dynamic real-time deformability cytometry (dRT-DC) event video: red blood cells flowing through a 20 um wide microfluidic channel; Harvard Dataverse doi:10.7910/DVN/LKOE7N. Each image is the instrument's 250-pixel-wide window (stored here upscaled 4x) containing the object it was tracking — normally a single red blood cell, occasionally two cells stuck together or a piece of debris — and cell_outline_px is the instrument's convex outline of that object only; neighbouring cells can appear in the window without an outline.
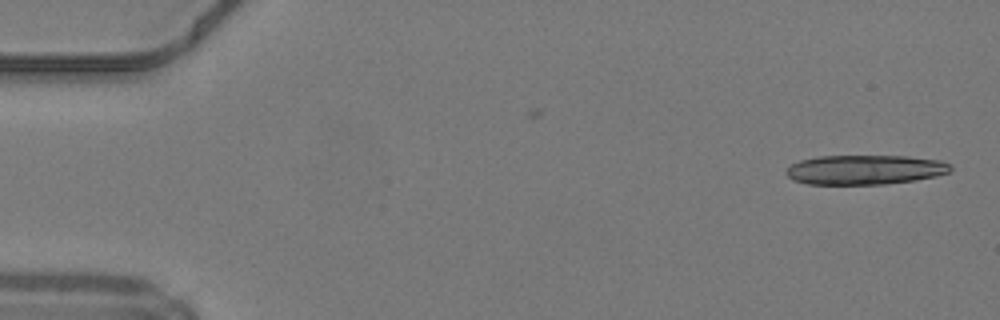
{"species": "common noctule bat (a hibernating species)", "species_latin": "Nyctalus noctula", "temperature_condition": "warm", "stored_images_in_passage": 14, "camera_frame_rate_fps": 3000, "um_per_image_px": 0.085, "animal": {"sex": "male", "body_mass_g": 19.2, "forearm_length_mm": 51.8}, "frame": {"image": 1, "passage_image": 1, "time_ms": 0.0, "image_size_px": [1000, 320], "cell_outline_px": [[952, 168], [948, 172], [936, 176], [916, 180], [884, 184], [808, 184], [792, 180], [784, 172], [792, 164], [800, 160], [820, 156], [908, 156], [940, 160], [952, 164]], "centroid_in_image_um": [73.53, 14.42], "position_along_channel_um": 11.5, "area_um2": 28.38}}